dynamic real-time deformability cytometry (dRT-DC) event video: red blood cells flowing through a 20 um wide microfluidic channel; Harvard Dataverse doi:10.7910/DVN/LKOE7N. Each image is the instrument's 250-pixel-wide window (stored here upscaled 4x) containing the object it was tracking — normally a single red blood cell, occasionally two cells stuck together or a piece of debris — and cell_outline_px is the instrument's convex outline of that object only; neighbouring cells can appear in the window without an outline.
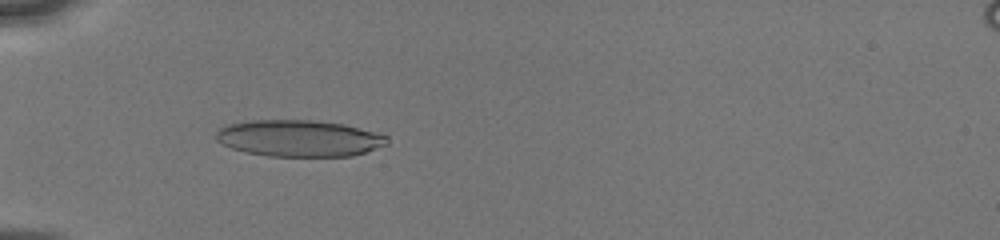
{"species": "human", "species_latin": "Homo sapiens", "temperature_condition": "cold", "stored_images_in_passage": 24, "camera_frame_rate_fps": 3000, "um_per_image_px": 0.085, "donor": {"sex": "male"}, "frame": {"image": 1, "passage_image": 1, "time_ms": 0.0, "image_size_px": [1000, 240], "cell_outline_px": [[388, 144], [352, 156], [268, 156], [248, 152], [232, 148], [216, 140], [216, 132], [224, 124], [252, 120], [312, 120], [344, 124], [388, 136]], "centroid_in_image_um": [25.4, 11.75], "position_along_channel_um": 59.6, "area_um2": 36.3}}
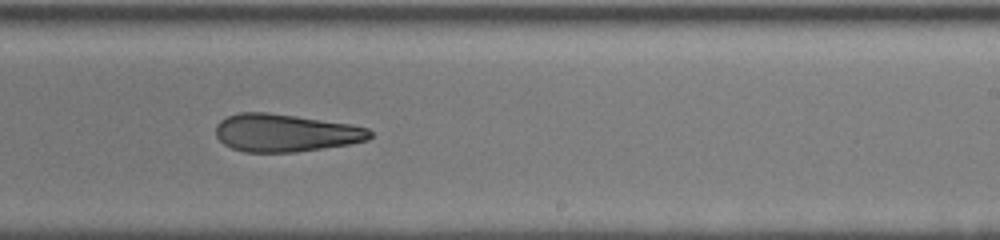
{"frame": {"image": 2, "passage_image": 12, "time_ms": 5.333, "image_size_px": [1000, 240], "cell_outline_px": [[372, 136], [368, 140], [348, 144], [296, 152], [244, 152], [232, 148], [224, 144], [216, 136], [216, 124], [220, 120], [228, 116], [240, 112], [268, 112], [352, 124], [368, 128], [372, 132]], "centroid_in_image_um": [24.25, 11.29], "position_along_channel_um": 264.7, "area_um2": 33.93}}
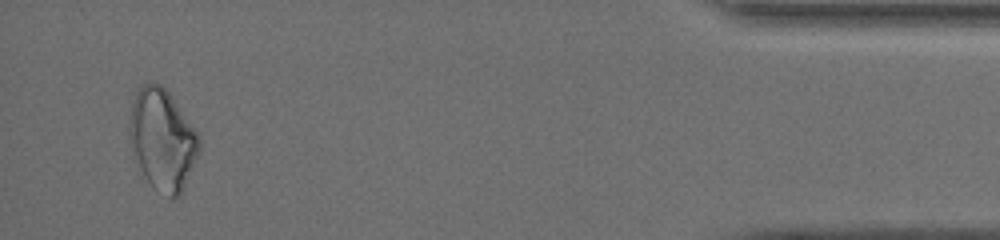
{"frame": {"image": 3, "passage_image": 23, "time_ms": 10.667, "image_size_px": [1000, 240], "cell_outline_px": [[200, 152], [180, 196], [172, 200], [152, 188], [144, 176], [140, 168], [132, 148], [128, 132], [128, 124], [132, 104], [136, 92], [144, 80], [160, 84], [168, 92], [200, 132]], "centroid_in_image_um": [13.83, 11.86], "position_along_channel_um": 421.4, "area_um2": 41.73}, "authors_computed_cell_mechanics": {"area_um2": 35.4025, "velocity_mm_per_s": 4.0889, "shape_relaxation_time_tau1_ms": null, "shape_relaxation_time_tau2_ms": 10.1204, "deformation_change_tau1": null, "deformation_change_tau2": 0.2537}}